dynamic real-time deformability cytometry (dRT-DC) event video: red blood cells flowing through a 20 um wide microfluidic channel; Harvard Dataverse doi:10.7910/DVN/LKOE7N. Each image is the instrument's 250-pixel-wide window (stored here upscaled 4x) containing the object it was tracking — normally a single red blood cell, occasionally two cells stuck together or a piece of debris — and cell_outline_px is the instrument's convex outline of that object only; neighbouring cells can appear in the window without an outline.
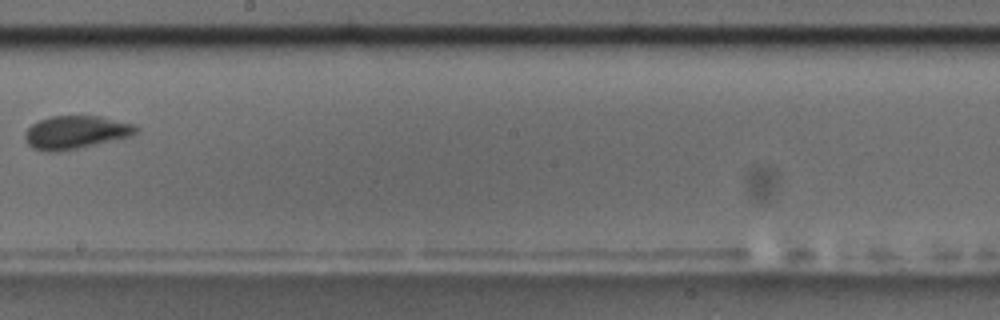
{"species": "common noctule bat (a hibernating species)", "species_latin": "Nyctalus noctula", "temperature_condition": "room temperature", "stored_images_in_passage": 15, "camera_frame_rate_fps": 3000, "um_per_image_px": 0.085, "animal": {"sex": "male", "body_mass_g": 17.5, "forearm_length_mm": 52.3}, "frame": {"image": 1, "passage_image": 9, "time_ms": 10.333, "image_size_px": [1000, 320], "cell_outline_px": [[140, 132], [132, 136], [80, 148], [60, 152], [44, 152], [32, 148], [24, 140], [24, 132], [32, 124], [40, 120], [52, 116], [100, 116], [136, 124], [140, 128]], "centroid_in_image_um": [6.47, 11.26], "position_along_channel_um": 241.7, "area_um2": 21.91}, "authors_computed_cell_mechanics": {"area_um2": 21.5016, "velocity_mm_per_s": 3.504, "shape_relaxation_time_tau1_ms": 10.2038, "shape_relaxation_time_tau2_ms": null, "deformation_change_tau1": 0.144, "deformation_change_tau2": null}}